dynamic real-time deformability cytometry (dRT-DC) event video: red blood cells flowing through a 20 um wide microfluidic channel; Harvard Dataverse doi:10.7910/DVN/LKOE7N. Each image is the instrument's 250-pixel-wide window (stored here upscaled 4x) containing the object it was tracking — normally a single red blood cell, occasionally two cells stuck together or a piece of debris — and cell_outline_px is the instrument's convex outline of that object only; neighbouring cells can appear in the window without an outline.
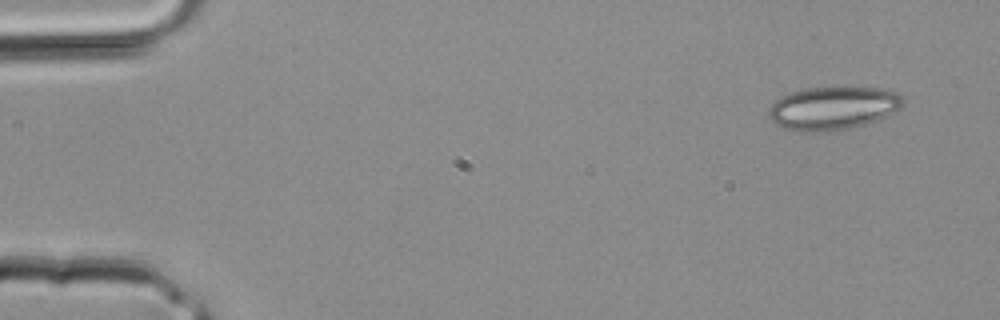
{"species": "common noctule bat (a hibernating species)", "species_latin": "Nyctalus noctula", "temperature_condition": "room temperature", "stored_images_in_passage": 4, "camera_frame_rate_fps": 3000, "um_per_image_px": 0.085, "animal": {"sex": "male", "body_mass_g": 20.4}, "frame": {"image": 1, "passage_image": 1, "time_ms": 0.0, "image_size_px": [1000, 320], "cell_outline_px": [[904, 104], [900, 108], [876, 120], [864, 124], [848, 128], [808, 132], [800, 132], [784, 128], [776, 124], [768, 116], [768, 108], [780, 96], [804, 88], [840, 84], [892, 88], [904, 96]], "centroid_in_image_um": [70.85, 9.11], "position_along_channel_um": 14.1, "area_um2": 34.97}}